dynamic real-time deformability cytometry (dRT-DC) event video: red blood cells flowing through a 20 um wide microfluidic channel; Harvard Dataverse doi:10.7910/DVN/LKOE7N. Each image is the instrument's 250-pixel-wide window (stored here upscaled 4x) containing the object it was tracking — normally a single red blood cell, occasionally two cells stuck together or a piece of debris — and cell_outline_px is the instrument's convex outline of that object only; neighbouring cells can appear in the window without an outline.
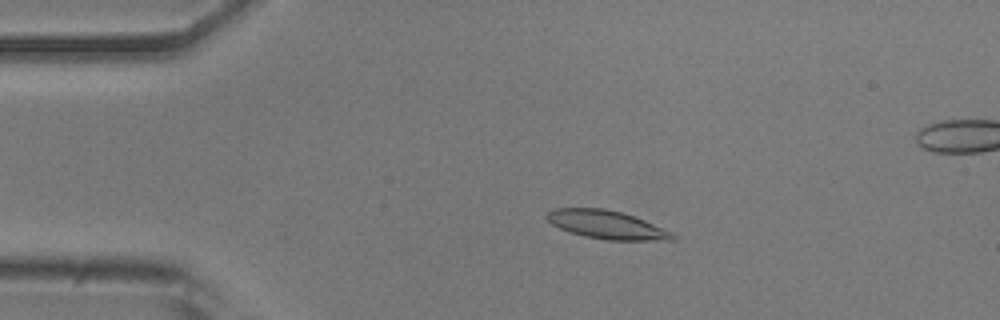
{"species": "common noctule bat (a hibernating species)", "species_latin": "Nyctalus noctula", "temperature_condition": "room temperature", "stored_images_in_passage": 41, "camera_frame_rate_fps": 3000, "um_per_image_px": 0.085, "animal": {"sex": "male", "body_mass_g": 20.5, "forearm_length_mm": 52.5}, "frame": {"image": 1, "passage_image": 11, "time_ms": 3.333, "image_size_px": [1000, 320], "cell_outline_px": [[676, 240], [608, 240], [584, 236], [568, 232], [552, 224], [544, 216], [548, 212], [556, 208], [604, 208], [620, 212], [644, 220], [672, 232], [676, 236]], "centroid_in_image_um": [51.55, 19.1], "position_along_channel_um": 33.4, "area_um2": 20.63}}
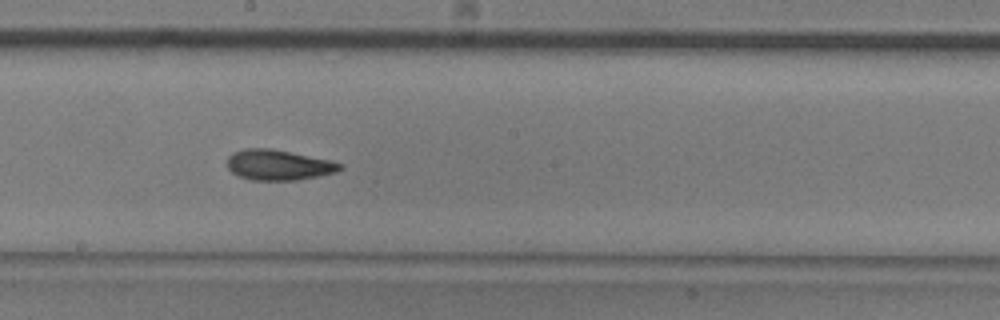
{"frame": {"image": 2, "passage_image": 29, "time_ms": 9.333, "image_size_px": [1000, 320], "cell_outline_px": [[344, 168], [336, 172], [296, 180], [252, 180], [240, 176], [232, 172], [228, 168], [228, 156], [232, 152], [244, 148], [268, 148], [328, 160], [344, 164]], "centroid_in_image_um": [23.65, 14.02], "position_along_channel_um": 224.6, "area_um2": 19.71}}
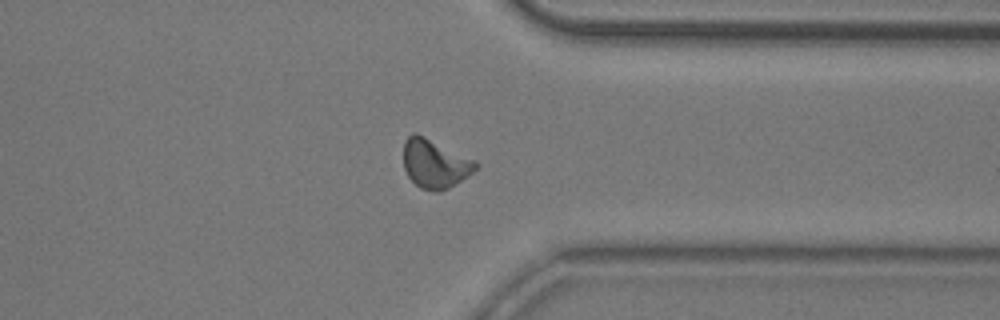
{"frame": {"image": 3, "passage_image": 41, "time_ms": 13.333, "image_size_px": [1000, 320], "cell_outline_px": [[480, 164], [472, 172], [448, 188], [440, 192], [432, 192], [420, 188], [408, 176], [404, 168], [404, 140], [412, 132], [416, 132], [476, 160]], "centroid_in_image_um": [36.95, 13.9], "position_along_channel_um": 374.4, "area_um2": 20.58}, "authors_computed_cell_mechanics": {"area_um2": 20.1144, "velocity_mm_per_s": 3.8459, "shape_relaxation_time_tau1_ms": 5.205, "shape_relaxation_time_tau2_ms": 2.9621, "deformation_change_tau1": 0.1702, "deformation_change_tau2": 0.0842}}